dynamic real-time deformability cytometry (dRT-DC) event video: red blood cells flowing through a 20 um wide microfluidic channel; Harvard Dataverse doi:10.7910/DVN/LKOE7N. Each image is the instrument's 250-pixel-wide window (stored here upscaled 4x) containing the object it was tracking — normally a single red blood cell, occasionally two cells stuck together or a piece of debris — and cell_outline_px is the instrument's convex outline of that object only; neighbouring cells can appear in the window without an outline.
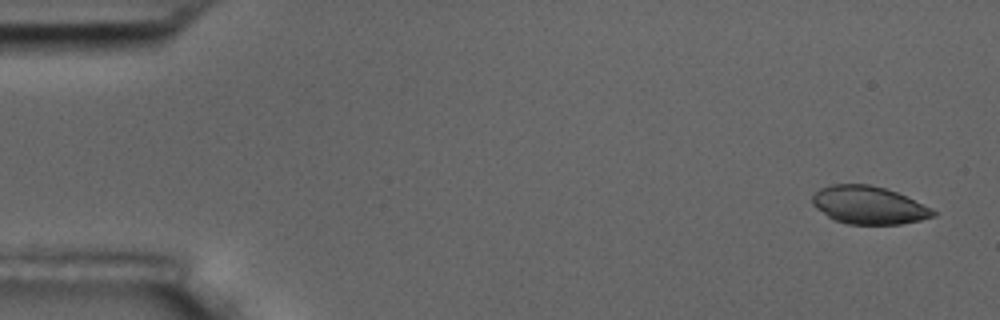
{"species": "common noctule bat (a hibernating species)", "species_latin": "Nyctalus noctula", "temperature_condition": "room temperature", "stored_images_in_passage": 5, "camera_frame_rate_fps": 3000, "um_per_image_px": 0.085, "animal": {"sex": "male", "body_mass_g": 17.5, "forearm_length_mm": 52.3}, "frame": {"image": 1, "passage_image": 1, "time_ms": 0.0, "image_size_px": [1000, 320], "cell_outline_px": [[936, 216], [920, 220], [900, 224], [848, 224], [836, 220], [828, 216], [816, 208], [812, 204], [812, 196], [820, 188], [832, 184], [868, 184], [884, 188], [896, 192], [932, 208], [936, 212]], "centroid_in_image_um": [73.84, 17.44], "position_along_channel_um": 11.2, "area_um2": 26.47}}
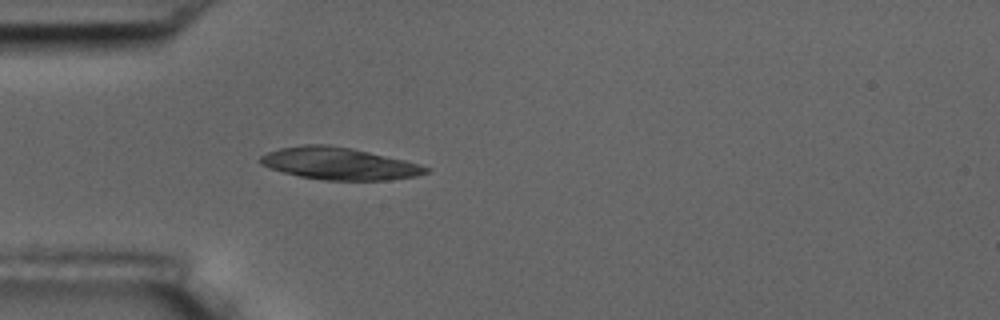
{"frame": {"image": 2, "passage_image": 5, "time_ms": 4.667, "image_size_px": [1000, 320], "cell_outline_px": [[432, 168], [428, 172], [416, 176], [388, 180], [324, 180], [300, 176], [284, 172], [260, 164], [260, 156], [268, 152], [280, 148], [304, 144], [328, 144], [352, 148], [404, 160], [420, 164]], "centroid_in_image_um": [28.84, 13.9], "position_along_channel_um": 56.2, "area_um2": 30.87}}